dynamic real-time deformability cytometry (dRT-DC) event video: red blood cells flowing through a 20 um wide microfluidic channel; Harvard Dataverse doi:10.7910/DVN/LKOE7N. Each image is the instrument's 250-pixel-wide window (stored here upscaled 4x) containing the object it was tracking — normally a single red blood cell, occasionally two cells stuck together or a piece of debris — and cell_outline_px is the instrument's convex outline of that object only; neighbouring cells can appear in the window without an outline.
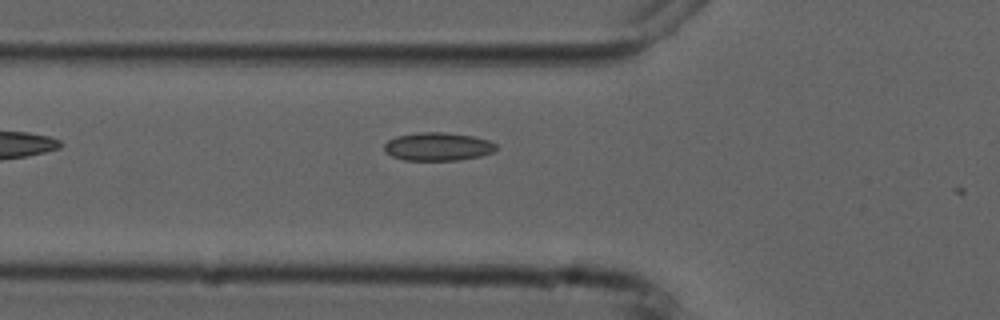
{"species": "common noctule bat (a hibernating species)", "species_latin": "Nyctalus noctula", "temperature_condition": "cold", "stored_images_in_passage": 4, "camera_frame_rate_fps": 3000, "um_per_image_px": 0.085, "animal": {"sex": "male", "forearm_length_mm": 52.5}, "frame": {"image": 1, "passage_image": 4, "time_ms": 3.333, "image_size_px": [1000, 320], "cell_outline_px": [[496, 148], [492, 152], [480, 156], [456, 160], [404, 160], [392, 156], [384, 152], [384, 144], [388, 140], [396, 136], [420, 132], [444, 132], [472, 136], [488, 140], [496, 144]], "centroid_in_image_um": [37.18, 12.46], "position_along_channel_um": 88.6, "area_um2": 18.32}}